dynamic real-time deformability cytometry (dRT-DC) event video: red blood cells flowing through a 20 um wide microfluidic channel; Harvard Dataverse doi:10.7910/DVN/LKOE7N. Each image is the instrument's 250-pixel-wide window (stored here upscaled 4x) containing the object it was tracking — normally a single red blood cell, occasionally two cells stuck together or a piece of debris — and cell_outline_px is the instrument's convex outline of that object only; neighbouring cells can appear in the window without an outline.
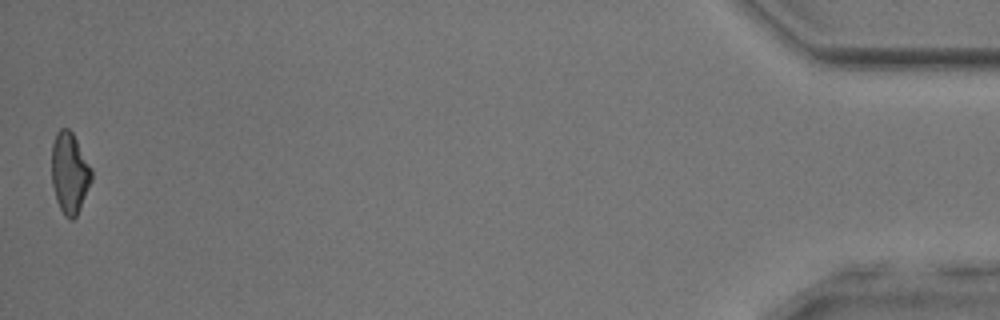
{"species": "common noctule bat (a hibernating species)", "species_latin": "Nyctalus noctula", "temperature_condition": "room temperature", "stored_images_in_passage": 36, "camera_frame_rate_fps": 3000, "um_per_image_px": 0.085, "animal": {"sex": "male", "body_mass_g": 17.9, "forearm_length_mm": 54.2}, "frame": {"image": 1, "passage_image": 36, "time_ms": 11.667, "image_size_px": [1000, 320], "cell_outline_px": [[92, 180], [80, 208], [76, 216], [72, 220], [64, 216], [56, 200], [52, 184], [52, 144], [56, 132], [60, 128], [68, 128], [72, 132], [92, 168]], "centroid_in_image_um": [5.91, 14.69], "position_along_channel_um": 429.3, "area_um2": 18.84}, "authors_computed_cell_mechanics": {"area_um2": 19.3341, "velocity_mm_per_s": 4.0139, "shape_relaxation_time_tau1_ms": null, "shape_relaxation_time_tau2_ms": 3.2299, "deformation_change_tau1": null, "deformation_change_tau2": 0.1248}}